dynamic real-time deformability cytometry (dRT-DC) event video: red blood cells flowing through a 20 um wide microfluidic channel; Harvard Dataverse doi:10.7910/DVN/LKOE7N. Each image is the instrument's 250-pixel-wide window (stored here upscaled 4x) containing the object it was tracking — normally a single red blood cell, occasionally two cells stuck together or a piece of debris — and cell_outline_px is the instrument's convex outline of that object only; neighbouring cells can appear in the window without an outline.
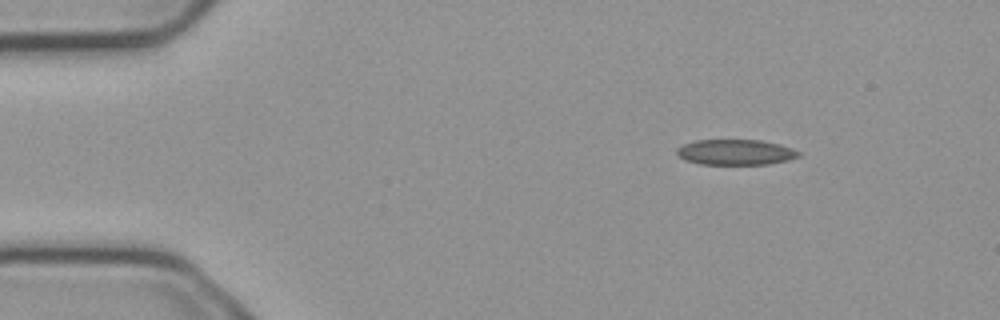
{"species": "common noctule bat (a hibernating species)", "species_latin": "Nyctalus noctula", "temperature_condition": "cold", "stored_images_in_passage": 3, "camera_frame_rate_fps": 3000, "um_per_image_px": 0.085, "animal": {"sex": "male", "body_mass_g": 23.1, "forearm_length_mm": 52.7}, "frame": {"image": 1, "passage_image": 1, "time_ms": 0.0, "image_size_px": [1000, 320], "cell_outline_px": [[800, 156], [788, 160], [768, 164], [700, 164], [688, 160], [680, 156], [676, 152], [676, 148], [684, 144], [696, 140], [760, 140], [780, 144], [792, 148], [800, 152]], "centroid_in_image_um": [62.55, 12.93], "position_along_channel_um": 22.4, "area_um2": 17.98}}